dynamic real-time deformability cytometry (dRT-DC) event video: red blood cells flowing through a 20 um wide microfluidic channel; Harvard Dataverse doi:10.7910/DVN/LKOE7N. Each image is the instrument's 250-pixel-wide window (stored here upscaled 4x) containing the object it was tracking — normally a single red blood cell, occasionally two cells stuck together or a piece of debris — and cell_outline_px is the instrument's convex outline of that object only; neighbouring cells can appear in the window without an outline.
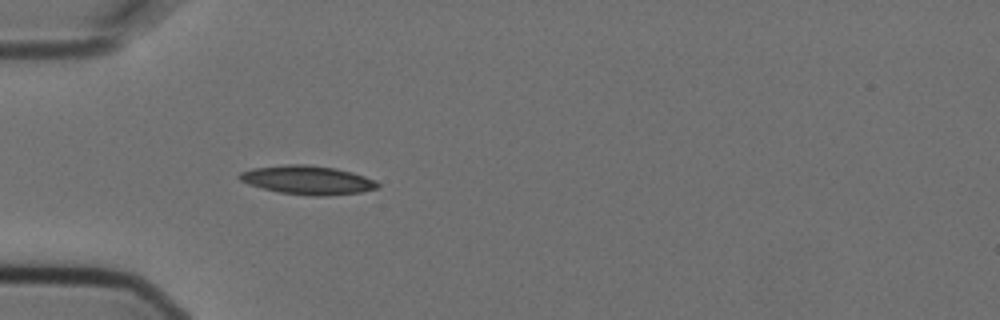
{"species": "Egyptian fruit bat (a non-hibernating species)", "species_latin": "Rousettus aegyptiacus", "temperature_condition": "cold", "stored_images_in_passage": 4, "camera_frame_rate_fps": 3000, "um_per_image_px": 0.085, "animal": {"sex": "female"}, "frame": {"image": 1, "passage_image": 4, "time_ms": 1.0, "image_size_px": [1000, 320], "cell_outline_px": [[380, 184], [376, 188], [360, 192], [328, 196], [312, 196], [280, 192], [248, 184], [240, 180], [236, 176], [240, 172], [252, 168], [284, 164], [308, 164], [336, 168], [352, 172], [376, 180]], "centroid_in_image_um": [26.13, 15.29], "position_along_channel_um": 58.9, "area_um2": 23.24}}